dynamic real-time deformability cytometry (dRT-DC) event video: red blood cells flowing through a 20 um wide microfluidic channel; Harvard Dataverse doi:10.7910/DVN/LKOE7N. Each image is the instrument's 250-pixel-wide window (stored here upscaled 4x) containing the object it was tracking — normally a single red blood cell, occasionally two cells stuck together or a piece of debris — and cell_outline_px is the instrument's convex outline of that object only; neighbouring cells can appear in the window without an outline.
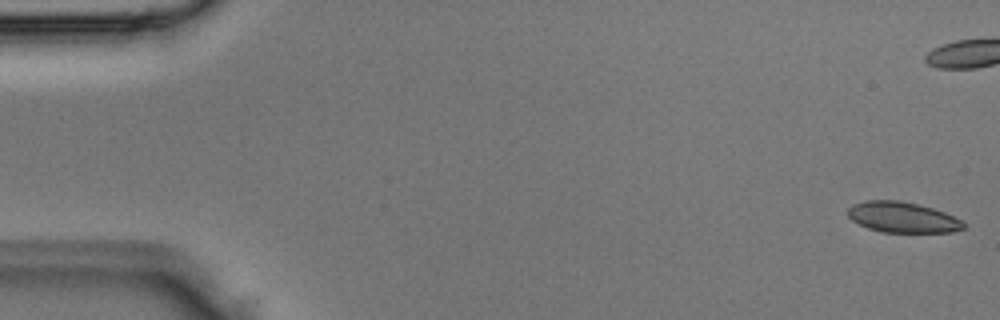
{"species": "Egyptian fruit bat (a non-hibernating species)", "species_latin": "Rousettus aegyptiacus", "temperature_condition": "room temperature", "stored_images_in_passage": 4, "camera_frame_rate_fps": 3000, "um_per_image_px": 0.085, "animal": {"sex": "male"}, "frame": {"image": 1, "passage_image": 1, "time_ms": 0.0, "image_size_px": [1000, 320], "cell_outline_px": [[964, 228], [952, 232], [884, 232], [868, 228], [852, 220], [848, 216], [848, 208], [852, 204], [864, 200], [896, 200], [920, 204], [944, 212], [964, 220]], "centroid_in_image_um": [76.72, 18.46], "position_along_channel_um": 8.3, "area_um2": 20.69}}